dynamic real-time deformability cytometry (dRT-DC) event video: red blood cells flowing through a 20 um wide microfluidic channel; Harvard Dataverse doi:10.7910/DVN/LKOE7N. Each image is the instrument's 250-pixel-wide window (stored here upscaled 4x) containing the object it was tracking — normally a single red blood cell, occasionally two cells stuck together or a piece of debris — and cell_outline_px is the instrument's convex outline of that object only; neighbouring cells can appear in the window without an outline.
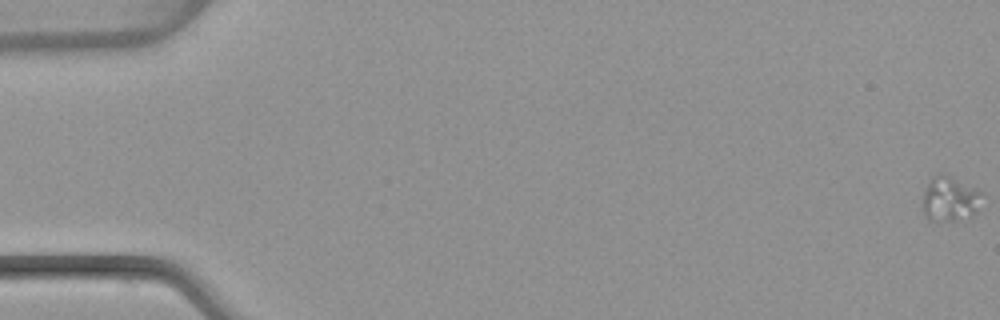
{"species": "common noctule bat (a hibernating species)", "species_latin": "Nyctalus noctula", "temperature_condition": "warm", "stored_images_in_passage": 52, "camera_frame_rate_fps": 3000, "um_per_image_px": 0.085, "animal": {"sex": "female", "body_mass_g": 22.7, "forearm_length_mm": 54.2}, "frame": {"image": 1, "passage_image": 1, "time_ms": 0.0, "image_size_px": [1000, 320], "cell_outline_px": [[980, 192], [976, 208], [972, 216], [956, 220], [928, 220], [924, 212], [920, 200], [932, 176], [940, 172], [944, 172]], "centroid_in_image_um": [80.63, 16.89], "position_along_channel_um": 4.4, "area_um2": 15.14}}
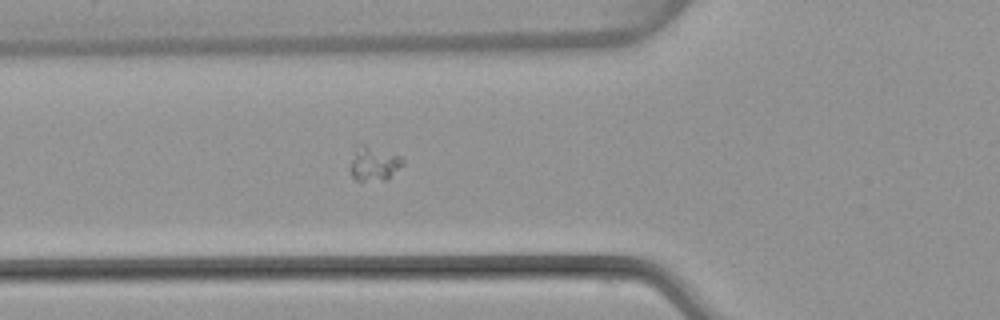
{"frame": {"image": 2, "passage_image": 20, "time_ms": 6.333, "image_size_px": [1000, 320], "cell_outline_px": [[404, 164], [388, 180], [356, 180], [352, 176], [348, 168], [360, 144], [364, 144], [400, 156], [404, 160]], "centroid_in_image_um": [31.81, 13.94], "position_along_channel_um": 94.0, "area_um2": 10.35}}
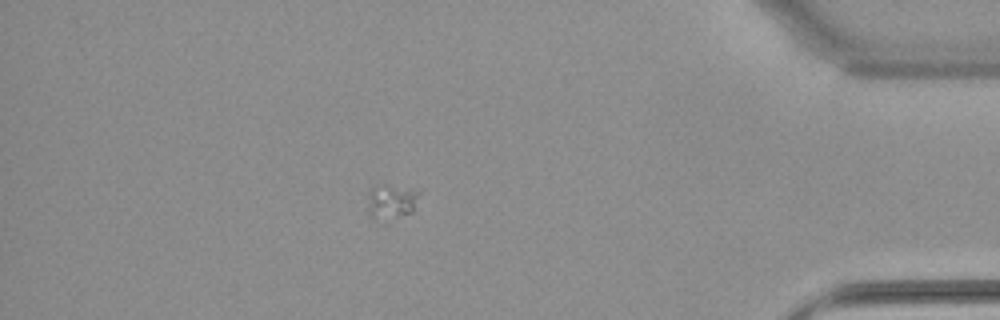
{"frame": {"image": 3, "passage_image": 46, "time_ms": 15.0, "image_size_px": [1000, 320], "cell_outline_px": [[420, 192], [412, 212], [388, 224], [380, 224], [372, 220], [368, 216], [368, 192], [372, 188], [384, 184], [420, 188]], "centroid_in_image_um": [33.25, 17.22], "position_along_channel_um": 402.0, "area_um2": 11.56}}